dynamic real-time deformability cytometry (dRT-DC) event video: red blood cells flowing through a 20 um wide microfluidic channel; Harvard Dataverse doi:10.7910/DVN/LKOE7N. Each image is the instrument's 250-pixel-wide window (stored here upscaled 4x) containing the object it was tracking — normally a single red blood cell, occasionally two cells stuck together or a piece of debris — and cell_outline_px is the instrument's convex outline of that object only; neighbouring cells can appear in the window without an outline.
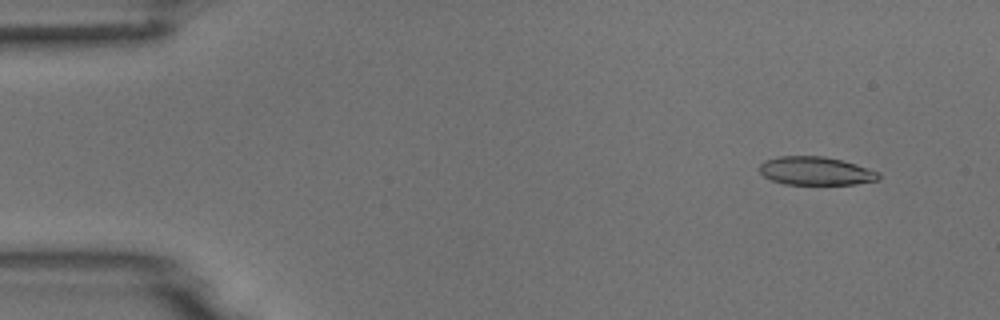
{"species": "common noctule bat (a hibernating species)", "species_latin": "Nyctalus noctula", "temperature_condition": "room temperature", "stored_images_in_passage": 5, "camera_frame_rate_fps": 3000, "um_per_image_px": 0.085, "animal": {"sex": "male", "body_mass_g": 18.8}, "frame": {"image": 1, "passage_image": 2, "time_ms": 0.333, "image_size_px": [1000, 320], "cell_outline_px": [[880, 180], [856, 184], [784, 184], [772, 180], [764, 176], [760, 172], [760, 164], [764, 160], [780, 156], [824, 156], [856, 164], [880, 172]], "centroid_in_image_um": [69.36, 14.53], "position_along_channel_um": 15.6, "area_um2": 19.71}}
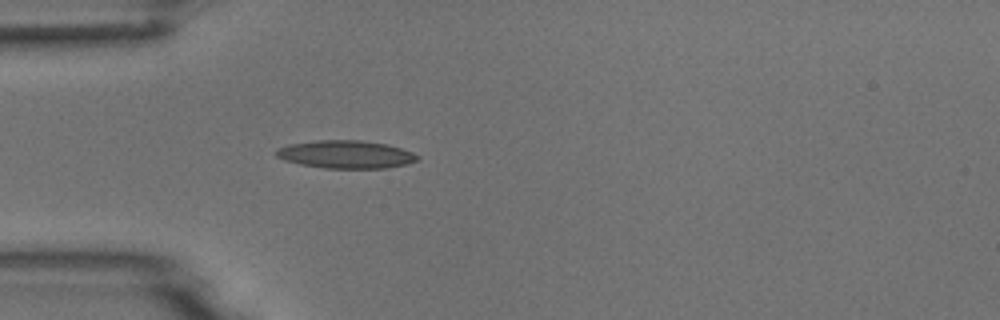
{"frame": {"image": 2, "passage_image": 5, "time_ms": 1.333, "image_size_px": [1000, 320], "cell_outline_px": [[420, 160], [388, 168], [324, 168], [300, 164], [284, 160], [276, 156], [276, 148], [288, 144], [316, 140], [360, 140], [388, 144], [412, 152], [420, 156]], "centroid_in_image_um": [29.39, 13.12], "position_along_channel_um": 55.6, "area_um2": 23.06}}